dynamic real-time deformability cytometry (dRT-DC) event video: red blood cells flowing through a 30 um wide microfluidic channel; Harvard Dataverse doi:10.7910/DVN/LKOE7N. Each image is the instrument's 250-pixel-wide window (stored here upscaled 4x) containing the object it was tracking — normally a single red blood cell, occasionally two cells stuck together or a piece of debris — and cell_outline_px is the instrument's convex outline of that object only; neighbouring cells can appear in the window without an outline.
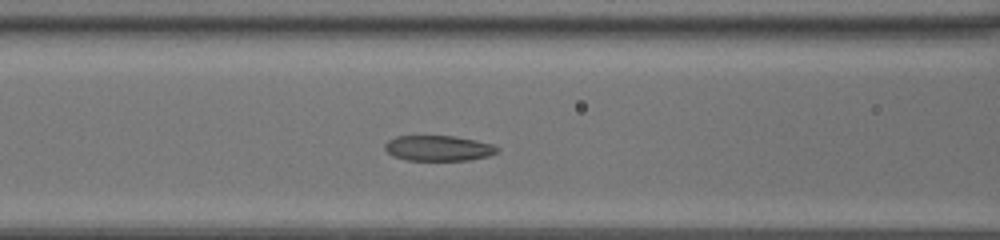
{"species": "common noctule bat (a hibernating species)", "species_latin": "Nyctalus noctula", "temperature_condition": "room temperature", "stored_images_in_passage": 37, "camera_frame_rate_fps": 3000, "um_per_image_px": 0.085, "animal": {"sex": "female", "body_mass_g": 20.0, "forearm_length_mm": 54.0}, "frame": {"image": 1, "passage_image": 11, "time_ms": 3.333, "image_size_px": [1000, 240], "cell_outline_px": [[500, 152], [488, 156], [468, 160], [408, 160], [392, 156], [384, 148], [384, 144], [388, 140], [396, 136], [452, 136], [476, 140], [492, 144], [500, 148]], "centroid_in_image_um": [37.28, 12.59], "position_along_channel_um": 129.3, "area_um2": 16.7}}
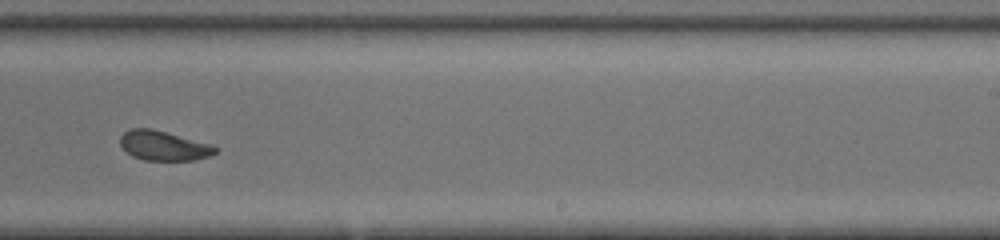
{"frame": {"image": 2, "passage_image": 21, "time_ms": 6.667, "image_size_px": [1000, 240], "cell_outline_px": [[220, 148], [216, 152], [208, 156], [192, 160], [144, 160], [132, 156], [120, 144], [120, 136], [128, 128], [152, 128], [208, 144]], "centroid_in_image_um": [13.86, 12.38], "position_along_channel_um": 275.1, "area_um2": 16.18}}
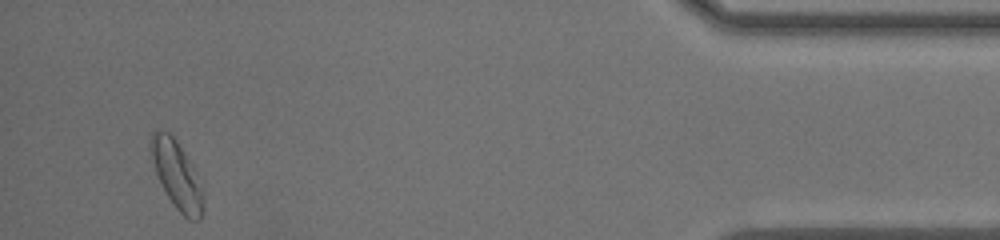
{"frame": {"image": 3, "passage_image": 35, "time_ms": 11.333, "image_size_px": [1000, 240], "cell_outline_px": [[204, 212], [200, 220], [188, 220], [176, 208], [168, 196], [156, 172], [152, 160], [148, 140], [152, 132], [156, 128], [160, 128], [168, 132], [176, 140], [184, 152], [204, 188]], "centroid_in_image_um": [15.04, 14.86], "position_along_channel_um": 420.2, "area_um2": 20.87}, "authors_computed_cell_mechanics": {"area_um2": 17.051, "velocity_mm_per_s": 4.3799, "shape_relaxation_time_tau1_ms": 2.8125, "shape_relaxation_time_tau2_ms": 1.3434, "deformation_change_tau1": 0.1189, "deformation_change_tau2": 0.0689}}